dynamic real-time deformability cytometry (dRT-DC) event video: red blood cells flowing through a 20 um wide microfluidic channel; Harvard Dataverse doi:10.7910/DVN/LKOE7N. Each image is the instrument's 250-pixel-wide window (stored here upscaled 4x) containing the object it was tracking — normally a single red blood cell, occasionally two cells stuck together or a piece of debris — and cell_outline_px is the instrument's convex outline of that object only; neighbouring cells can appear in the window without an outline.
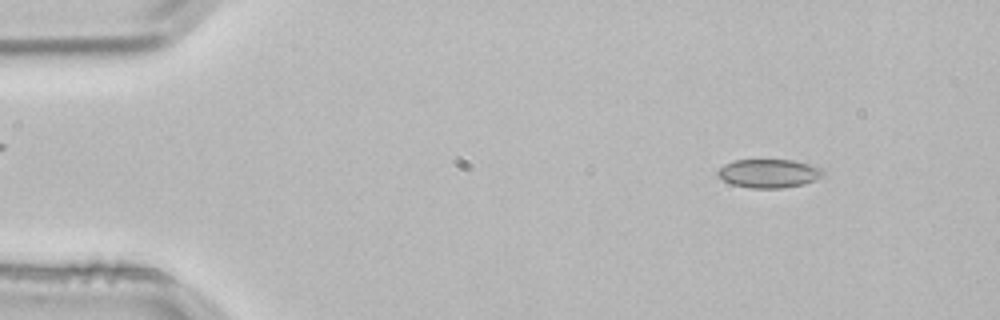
{"species": "common noctule bat (a hibernating species)", "species_latin": "Nyctalus noctula", "temperature_condition": "room temperature", "stored_images_in_passage": 4, "camera_frame_rate_fps": 3000, "um_per_image_px": 0.085, "animal": {"sex": "male", "body_mass_g": 21.5, "forearm_length_mm": 52.0}, "frame": {"image": 1, "passage_image": 2, "time_ms": 0.333, "image_size_px": [1000, 320], "cell_outline_px": [[824, 176], [804, 184], [784, 188], [752, 188], [732, 184], [724, 180], [716, 172], [724, 164], [736, 160], [792, 160], [824, 168]], "centroid_in_image_um": [65.4, 14.74], "position_along_channel_um": 19.6, "area_um2": 17.51}}
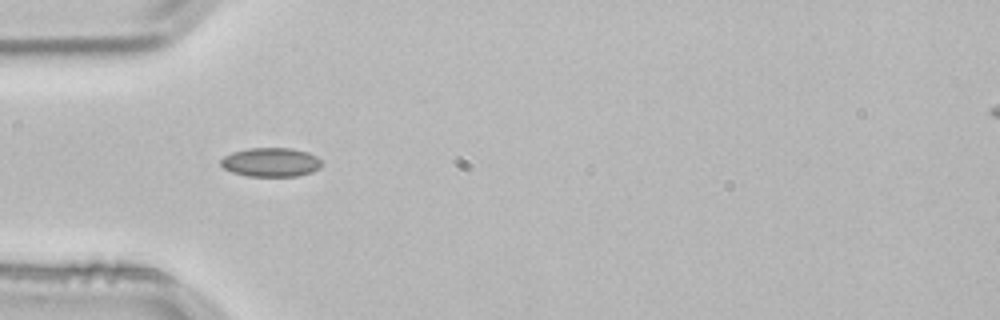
{"frame": {"image": 2, "passage_image": 4, "time_ms": 1.0, "image_size_px": [1000, 320], "cell_outline_px": [[324, 164], [320, 168], [312, 172], [296, 176], [248, 176], [232, 172], [224, 168], [220, 164], [220, 160], [224, 156], [232, 152], [248, 148], [292, 148], [308, 152], [316, 156]], "centroid_in_image_um": [23.04, 13.78], "position_along_channel_um": 62.0, "area_um2": 17.17}}